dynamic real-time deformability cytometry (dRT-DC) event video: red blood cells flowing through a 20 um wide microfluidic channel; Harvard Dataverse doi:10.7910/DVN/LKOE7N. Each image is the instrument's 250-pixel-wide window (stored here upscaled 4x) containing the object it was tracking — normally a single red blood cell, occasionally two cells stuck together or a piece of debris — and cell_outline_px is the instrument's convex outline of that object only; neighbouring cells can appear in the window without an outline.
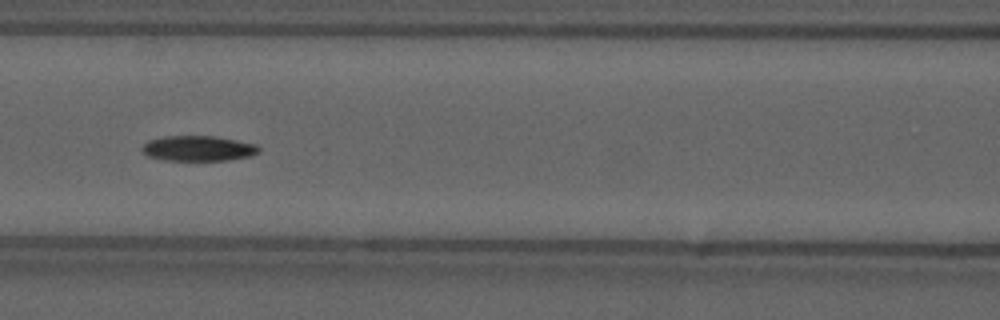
{"species": "common noctule bat (a hibernating species)", "species_latin": "Nyctalus noctula", "temperature_condition": "cold", "stored_images_in_passage": 56, "camera_frame_rate_fps": 3000, "um_per_image_px": 0.085, "animal": {"sex": "male", "forearm_length_mm": 52.5}, "frame": {"image": 1, "passage_image": 25, "time_ms": 8.0, "image_size_px": [1000, 320], "cell_outline_px": [[260, 152], [252, 156], [228, 160], [168, 160], [148, 156], [140, 148], [148, 140], [164, 136], [216, 136], [256, 144], [260, 148]], "centroid_in_image_um": [16.88, 12.61], "position_along_channel_um": 149.7, "area_um2": 17.22}, "authors_computed_cell_mechanics": {"area_um2": 16.8198, "velocity_mm_per_s": 3.6859, "shape_relaxation_time_tau1_ms": 6.8878, "shape_relaxation_time_tau2_ms": null, "deformation_change_tau1": 0.1601, "deformation_change_tau2": null}}